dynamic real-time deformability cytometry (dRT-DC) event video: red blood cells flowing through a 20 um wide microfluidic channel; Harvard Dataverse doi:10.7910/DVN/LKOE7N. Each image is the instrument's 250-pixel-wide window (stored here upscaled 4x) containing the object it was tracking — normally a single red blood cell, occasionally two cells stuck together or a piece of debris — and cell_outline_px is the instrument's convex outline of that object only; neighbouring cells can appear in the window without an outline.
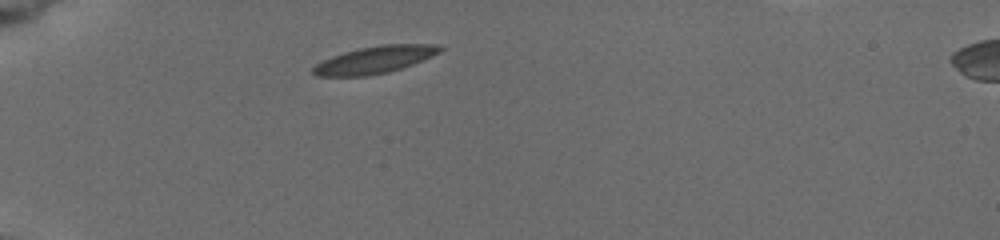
{"species": "common noctule bat (a hibernating species)", "species_latin": "Nyctalus noctula", "temperature_condition": "cold", "stored_images_in_passage": 1, "camera_frame_rate_fps": 3000, "um_per_image_px": 0.085, "animal": {"sex": "female", "body_mass_g": 19.5, "forearm_length_mm": 54.1}, "frame": {"image": 1, "passage_image": 1, "time_ms": 0.0, "image_size_px": [1000, 240], "cell_outline_px": [[444, 48], [440, 52], [432, 56], [412, 64], [388, 72], [368, 76], [316, 76], [312, 72], [312, 68], [316, 64], [332, 56], [344, 52], [360, 48], [380, 44], [440, 44]], "centroid_in_image_um": [31.87, 5.07], "position_along_channel_um": 53.1, "area_um2": 20.06}}